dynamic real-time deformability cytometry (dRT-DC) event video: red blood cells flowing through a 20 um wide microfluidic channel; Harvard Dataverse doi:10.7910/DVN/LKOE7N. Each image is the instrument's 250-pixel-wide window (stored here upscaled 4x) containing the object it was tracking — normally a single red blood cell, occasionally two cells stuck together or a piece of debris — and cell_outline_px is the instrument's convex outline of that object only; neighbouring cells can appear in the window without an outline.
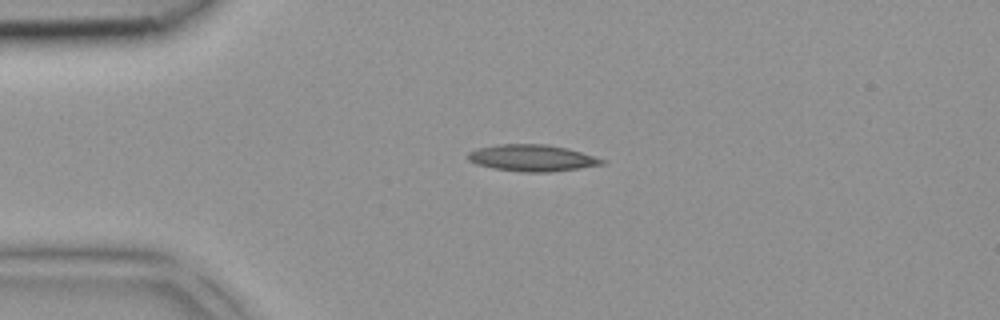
{"species": "common noctule bat (a hibernating species)", "species_latin": "Nyctalus noctula", "temperature_condition": "room temperature", "stored_images_in_passage": 2, "camera_frame_rate_fps": 3000, "um_per_image_px": 0.085, "animal": {"sex": "female", "body_mass_g": 18.4}, "frame": {"image": 1, "passage_image": 1, "time_ms": 0.0, "image_size_px": [1000, 320], "cell_outline_px": [[608, 160], [604, 164], [548, 172], [524, 172], [492, 168], [476, 164], [468, 160], [468, 152], [476, 148], [496, 144], [548, 144], [568, 148]], "centroid_in_image_um": [45.21, 13.41], "position_along_channel_um": 39.8, "area_um2": 20.87}}